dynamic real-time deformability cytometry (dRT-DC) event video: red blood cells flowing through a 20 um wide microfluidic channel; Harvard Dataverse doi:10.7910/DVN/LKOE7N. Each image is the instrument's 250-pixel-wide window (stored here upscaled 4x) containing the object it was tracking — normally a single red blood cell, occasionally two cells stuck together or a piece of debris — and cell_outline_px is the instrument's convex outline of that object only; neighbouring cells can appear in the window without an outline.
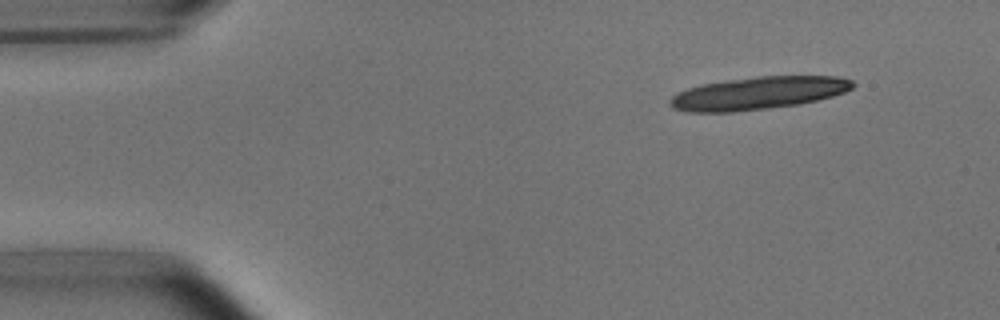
{"species": "common noctule bat (a hibernating species)", "species_latin": "Nyctalus noctula", "temperature_condition": "room temperature", "stored_images_in_passage": 10, "camera_frame_rate_fps": 3000, "um_per_image_px": 0.085, "animal": {"sex": "male", "body_mass_g": 15.6}, "frame": {"image": 1, "passage_image": 1, "time_ms": 0.0, "image_size_px": [1000, 320], "cell_outline_px": [[856, 84], [852, 88], [844, 92], [832, 96], [800, 104], [768, 108], [732, 112], [684, 112], [672, 108], [668, 104], [668, 100], [676, 92], [700, 84], [756, 76], [836, 76], [852, 80]], "centroid_in_image_um": [64.39, 7.92], "position_along_channel_um": 20.6, "area_um2": 35.03}}
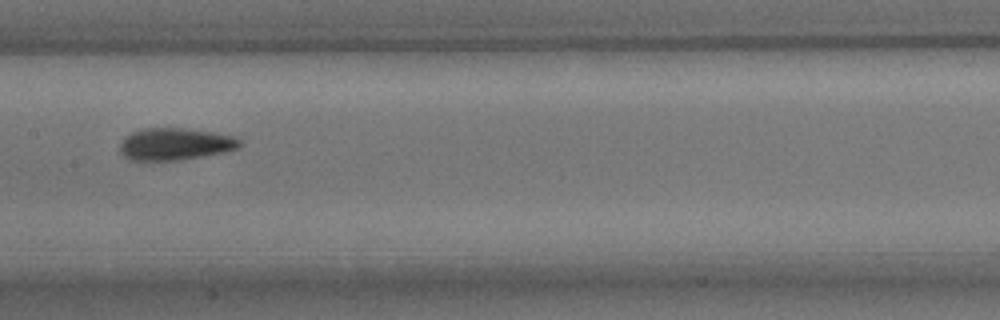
{"frame": {"image": 2, "passage_image": 7, "time_ms": 7.0, "image_size_px": [1000, 320], "cell_outline_px": [[240, 144], [236, 148], [224, 152], [176, 160], [132, 160], [124, 156], [120, 152], [120, 144], [132, 132], [144, 128], [180, 128], [212, 132], [236, 136], [240, 140]], "centroid_in_image_um": [14.88, 12.24], "position_along_channel_um": 192.5, "area_um2": 21.96}}
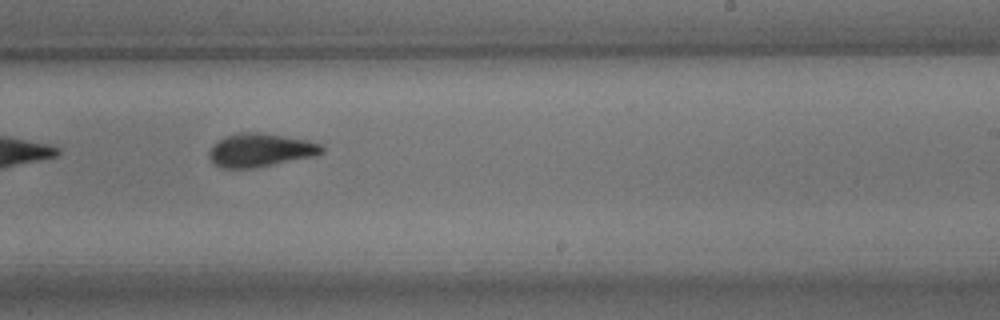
{"frame": {"image": 3, "passage_image": 9, "time_ms": 9.0, "image_size_px": [1000, 320], "cell_outline_px": [[324, 152], [316, 156], [252, 168], [220, 168], [212, 164], [208, 156], [208, 152], [216, 140], [224, 136], [240, 132], [260, 132], [308, 140], [324, 144]], "centroid_in_image_um": [22.11, 12.75], "position_along_channel_um": 266.9, "area_um2": 22.31}}